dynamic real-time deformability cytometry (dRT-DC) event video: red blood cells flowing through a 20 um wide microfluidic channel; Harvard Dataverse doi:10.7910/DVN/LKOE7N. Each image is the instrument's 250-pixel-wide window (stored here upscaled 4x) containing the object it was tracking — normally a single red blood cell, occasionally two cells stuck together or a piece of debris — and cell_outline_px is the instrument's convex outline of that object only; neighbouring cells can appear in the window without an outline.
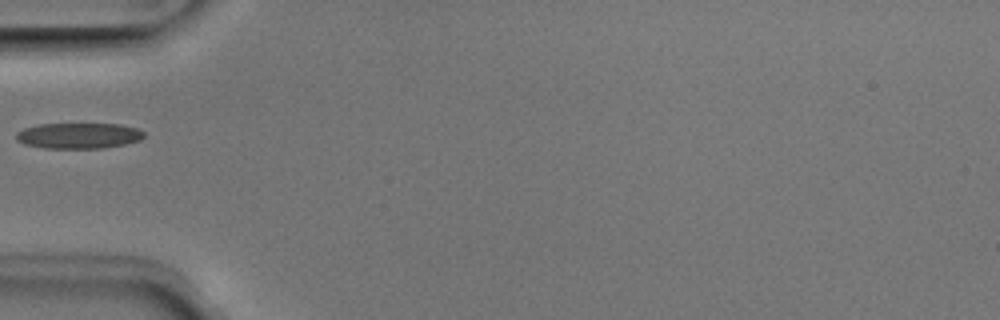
{"species": "Egyptian fruit bat (a non-hibernating species)", "species_latin": "Rousettus aegyptiacus", "temperature_condition": "room temperature", "stored_images_in_passage": 15, "camera_frame_rate_fps": 3000, "um_per_image_px": 0.085, "animal": {"sex": "male"}, "frame": {"image": 1, "passage_image": 1, "time_ms": 0.0, "image_size_px": [1000, 320], "cell_outline_px": [[144, 136], [140, 140], [124, 144], [100, 148], [44, 148], [24, 144], [16, 140], [16, 132], [24, 128], [40, 124], [120, 124], [136, 128], [144, 132]], "centroid_in_image_um": [6.66, 11.53], "position_along_channel_um": 78.3, "area_um2": 19.07}}
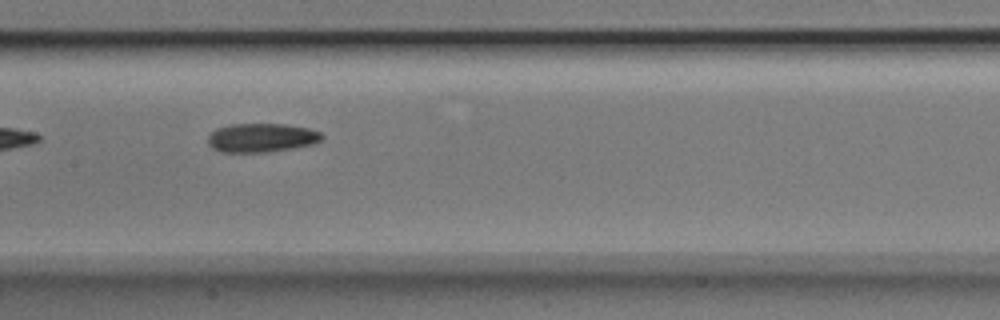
{"frame": {"image": 2, "passage_image": 9, "time_ms": 2.667, "image_size_px": [1000, 320], "cell_outline_px": [[324, 136], [316, 144], [268, 152], [220, 152], [212, 148], [208, 144], [208, 136], [216, 128], [232, 124], [284, 124], [308, 128], [320, 132]], "centroid_in_image_um": [22.23, 11.71], "position_along_channel_um": 185.2, "area_um2": 19.25}}